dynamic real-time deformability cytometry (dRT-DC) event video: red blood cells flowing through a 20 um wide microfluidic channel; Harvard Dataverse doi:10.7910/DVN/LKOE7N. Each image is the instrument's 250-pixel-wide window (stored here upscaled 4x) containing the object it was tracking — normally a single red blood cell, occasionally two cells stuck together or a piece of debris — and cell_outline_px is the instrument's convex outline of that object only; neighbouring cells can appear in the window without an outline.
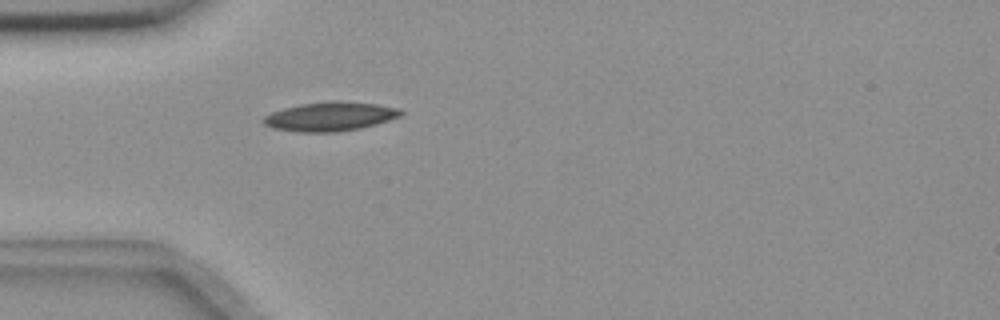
{"species": "common noctule bat (a hibernating species)", "species_latin": "Nyctalus noctula", "temperature_condition": "room temperature", "stored_images_in_passage": 40, "camera_frame_rate_fps": 3000, "um_per_image_px": 0.085, "animal": {"sex": "female", "body_mass_g": 18.4}, "frame": {"image": 1, "passage_image": 1, "time_ms": 0.0, "image_size_px": [1000, 320], "cell_outline_px": [[404, 112], [400, 116], [376, 124], [360, 128], [336, 132], [300, 132], [272, 128], [264, 124], [260, 120], [264, 116], [272, 112], [284, 108], [300, 104], [328, 100], [340, 100], [376, 104], [400, 108]], "centroid_in_image_um": [28.04, 9.89], "position_along_channel_um": 57.0, "area_um2": 23.47}}
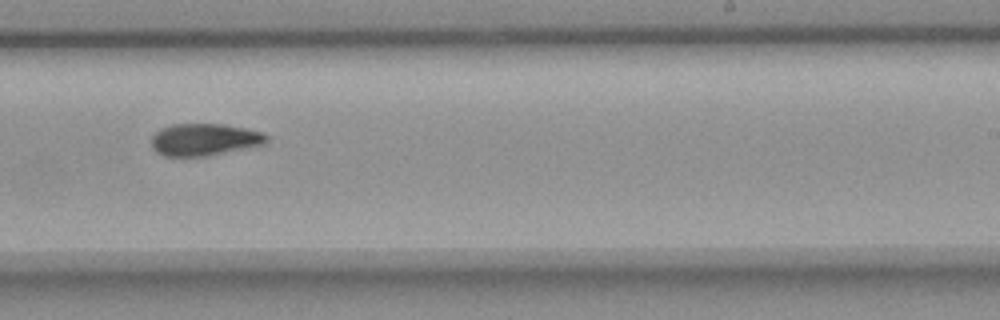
{"frame": {"image": 2, "passage_image": 19, "time_ms": 6.0, "image_size_px": [1000, 320], "cell_outline_px": [[268, 144], [208, 156], [164, 156], [156, 152], [152, 148], [152, 136], [160, 128], [172, 124], [224, 124], [264, 132], [268, 136]], "centroid_in_image_um": [17.41, 11.87], "position_along_channel_um": 271.6, "area_um2": 21.85}}
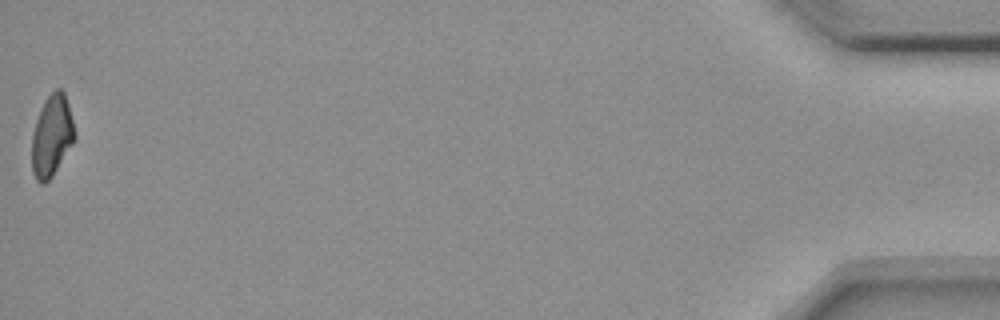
{"frame": {"image": 3, "passage_image": 40, "time_ms": 13.0, "image_size_px": [1000, 320], "cell_outline_px": [[76, 136], [72, 144], [52, 176], [44, 184], [40, 184], [36, 180], [32, 172], [32, 132], [36, 120], [44, 100], [56, 88], [60, 88], [64, 92], [68, 104], [76, 132]], "centroid_in_image_um": [4.39, 11.54], "position_along_channel_um": 430.8, "area_um2": 20.29}}